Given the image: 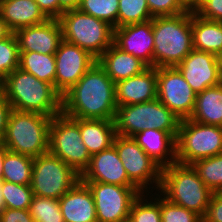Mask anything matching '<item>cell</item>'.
Listing matches in <instances>:
<instances>
[{
    "label": "cell",
    "instance_id": "1",
    "mask_svg": "<svg viewBox=\"0 0 222 222\" xmlns=\"http://www.w3.org/2000/svg\"><path fill=\"white\" fill-rule=\"evenodd\" d=\"M115 83L96 62L62 95V113L71 118L114 120Z\"/></svg>",
    "mask_w": 222,
    "mask_h": 222
},
{
    "label": "cell",
    "instance_id": "2",
    "mask_svg": "<svg viewBox=\"0 0 222 222\" xmlns=\"http://www.w3.org/2000/svg\"><path fill=\"white\" fill-rule=\"evenodd\" d=\"M1 88L11 109L50 117L62 113V95L55 87L20 68L4 79Z\"/></svg>",
    "mask_w": 222,
    "mask_h": 222
},
{
    "label": "cell",
    "instance_id": "3",
    "mask_svg": "<svg viewBox=\"0 0 222 222\" xmlns=\"http://www.w3.org/2000/svg\"><path fill=\"white\" fill-rule=\"evenodd\" d=\"M153 67H176L192 50L191 9L175 16L152 18Z\"/></svg>",
    "mask_w": 222,
    "mask_h": 222
},
{
    "label": "cell",
    "instance_id": "4",
    "mask_svg": "<svg viewBox=\"0 0 222 222\" xmlns=\"http://www.w3.org/2000/svg\"><path fill=\"white\" fill-rule=\"evenodd\" d=\"M159 190L169 202L191 210L202 218L213 194L192 165L178 162L162 168Z\"/></svg>",
    "mask_w": 222,
    "mask_h": 222
},
{
    "label": "cell",
    "instance_id": "5",
    "mask_svg": "<svg viewBox=\"0 0 222 222\" xmlns=\"http://www.w3.org/2000/svg\"><path fill=\"white\" fill-rule=\"evenodd\" d=\"M52 118L11 109L2 144L9 151L31 158L48 153Z\"/></svg>",
    "mask_w": 222,
    "mask_h": 222
},
{
    "label": "cell",
    "instance_id": "6",
    "mask_svg": "<svg viewBox=\"0 0 222 222\" xmlns=\"http://www.w3.org/2000/svg\"><path fill=\"white\" fill-rule=\"evenodd\" d=\"M181 119L157 98L153 101L117 106L114 118L116 134L133 137L144 129H157L178 134Z\"/></svg>",
    "mask_w": 222,
    "mask_h": 222
},
{
    "label": "cell",
    "instance_id": "7",
    "mask_svg": "<svg viewBox=\"0 0 222 222\" xmlns=\"http://www.w3.org/2000/svg\"><path fill=\"white\" fill-rule=\"evenodd\" d=\"M58 21L62 38L98 59L113 44V27L79 9L64 12Z\"/></svg>",
    "mask_w": 222,
    "mask_h": 222
},
{
    "label": "cell",
    "instance_id": "8",
    "mask_svg": "<svg viewBox=\"0 0 222 222\" xmlns=\"http://www.w3.org/2000/svg\"><path fill=\"white\" fill-rule=\"evenodd\" d=\"M175 142L176 161L191 165L222 153V127L182 119Z\"/></svg>",
    "mask_w": 222,
    "mask_h": 222
},
{
    "label": "cell",
    "instance_id": "9",
    "mask_svg": "<svg viewBox=\"0 0 222 222\" xmlns=\"http://www.w3.org/2000/svg\"><path fill=\"white\" fill-rule=\"evenodd\" d=\"M48 152L59 157L78 175L84 172L91 156L82 142L80 118H71L63 113L52 118Z\"/></svg>",
    "mask_w": 222,
    "mask_h": 222
},
{
    "label": "cell",
    "instance_id": "10",
    "mask_svg": "<svg viewBox=\"0 0 222 222\" xmlns=\"http://www.w3.org/2000/svg\"><path fill=\"white\" fill-rule=\"evenodd\" d=\"M79 180L80 175L49 152L33 160L30 187L34 195L60 199Z\"/></svg>",
    "mask_w": 222,
    "mask_h": 222
},
{
    "label": "cell",
    "instance_id": "11",
    "mask_svg": "<svg viewBox=\"0 0 222 222\" xmlns=\"http://www.w3.org/2000/svg\"><path fill=\"white\" fill-rule=\"evenodd\" d=\"M113 145L123 163L129 180L142 192L155 184L159 191L162 168L157 165L132 137L116 135ZM152 184V185H150ZM149 185V188H148ZM148 188V189H147Z\"/></svg>",
    "mask_w": 222,
    "mask_h": 222
},
{
    "label": "cell",
    "instance_id": "12",
    "mask_svg": "<svg viewBox=\"0 0 222 222\" xmlns=\"http://www.w3.org/2000/svg\"><path fill=\"white\" fill-rule=\"evenodd\" d=\"M91 190L97 222H128L133 202L142 194L137 187L101 182H84Z\"/></svg>",
    "mask_w": 222,
    "mask_h": 222
},
{
    "label": "cell",
    "instance_id": "13",
    "mask_svg": "<svg viewBox=\"0 0 222 222\" xmlns=\"http://www.w3.org/2000/svg\"><path fill=\"white\" fill-rule=\"evenodd\" d=\"M196 95L176 67L157 68V99L181 120L192 115Z\"/></svg>",
    "mask_w": 222,
    "mask_h": 222
},
{
    "label": "cell",
    "instance_id": "14",
    "mask_svg": "<svg viewBox=\"0 0 222 222\" xmlns=\"http://www.w3.org/2000/svg\"><path fill=\"white\" fill-rule=\"evenodd\" d=\"M55 55V89L65 94L97 62V59L77 45L62 40Z\"/></svg>",
    "mask_w": 222,
    "mask_h": 222
},
{
    "label": "cell",
    "instance_id": "15",
    "mask_svg": "<svg viewBox=\"0 0 222 222\" xmlns=\"http://www.w3.org/2000/svg\"><path fill=\"white\" fill-rule=\"evenodd\" d=\"M176 68L196 93L222 83L219 59L212 53L193 49Z\"/></svg>",
    "mask_w": 222,
    "mask_h": 222
},
{
    "label": "cell",
    "instance_id": "16",
    "mask_svg": "<svg viewBox=\"0 0 222 222\" xmlns=\"http://www.w3.org/2000/svg\"><path fill=\"white\" fill-rule=\"evenodd\" d=\"M113 44L153 67L154 38L152 20L113 29Z\"/></svg>",
    "mask_w": 222,
    "mask_h": 222
},
{
    "label": "cell",
    "instance_id": "17",
    "mask_svg": "<svg viewBox=\"0 0 222 222\" xmlns=\"http://www.w3.org/2000/svg\"><path fill=\"white\" fill-rule=\"evenodd\" d=\"M80 180L136 187L129 180L114 145L91 156L88 167L80 175Z\"/></svg>",
    "mask_w": 222,
    "mask_h": 222
},
{
    "label": "cell",
    "instance_id": "18",
    "mask_svg": "<svg viewBox=\"0 0 222 222\" xmlns=\"http://www.w3.org/2000/svg\"><path fill=\"white\" fill-rule=\"evenodd\" d=\"M19 52L55 54L62 38L58 19H47L37 25L23 27L14 32Z\"/></svg>",
    "mask_w": 222,
    "mask_h": 222
},
{
    "label": "cell",
    "instance_id": "19",
    "mask_svg": "<svg viewBox=\"0 0 222 222\" xmlns=\"http://www.w3.org/2000/svg\"><path fill=\"white\" fill-rule=\"evenodd\" d=\"M117 106L139 104L157 98V68L148 67L142 73L115 84Z\"/></svg>",
    "mask_w": 222,
    "mask_h": 222
},
{
    "label": "cell",
    "instance_id": "20",
    "mask_svg": "<svg viewBox=\"0 0 222 222\" xmlns=\"http://www.w3.org/2000/svg\"><path fill=\"white\" fill-rule=\"evenodd\" d=\"M59 206L65 222H97L93 194L81 180L59 199Z\"/></svg>",
    "mask_w": 222,
    "mask_h": 222
},
{
    "label": "cell",
    "instance_id": "21",
    "mask_svg": "<svg viewBox=\"0 0 222 222\" xmlns=\"http://www.w3.org/2000/svg\"><path fill=\"white\" fill-rule=\"evenodd\" d=\"M161 168L176 163V138L166 131L144 129L132 137Z\"/></svg>",
    "mask_w": 222,
    "mask_h": 222
},
{
    "label": "cell",
    "instance_id": "22",
    "mask_svg": "<svg viewBox=\"0 0 222 222\" xmlns=\"http://www.w3.org/2000/svg\"><path fill=\"white\" fill-rule=\"evenodd\" d=\"M97 62L115 84L148 68L140 59L120 50L114 44L97 59Z\"/></svg>",
    "mask_w": 222,
    "mask_h": 222
},
{
    "label": "cell",
    "instance_id": "23",
    "mask_svg": "<svg viewBox=\"0 0 222 222\" xmlns=\"http://www.w3.org/2000/svg\"><path fill=\"white\" fill-rule=\"evenodd\" d=\"M0 16L13 33L48 19L35 0H0Z\"/></svg>",
    "mask_w": 222,
    "mask_h": 222
},
{
    "label": "cell",
    "instance_id": "24",
    "mask_svg": "<svg viewBox=\"0 0 222 222\" xmlns=\"http://www.w3.org/2000/svg\"><path fill=\"white\" fill-rule=\"evenodd\" d=\"M191 28L193 49L218 57L222 54V22L201 18L191 8Z\"/></svg>",
    "mask_w": 222,
    "mask_h": 222
},
{
    "label": "cell",
    "instance_id": "25",
    "mask_svg": "<svg viewBox=\"0 0 222 222\" xmlns=\"http://www.w3.org/2000/svg\"><path fill=\"white\" fill-rule=\"evenodd\" d=\"M80 134L90 156L111 147L117 135L114 120L81 118Z\"/></svg>",
    "mask_w": 222,
    "mask_h": 222
},
{
    "label": "cell",
    "instance_id": "26",
    "mask_svg": "<svg viewBox=\"0 0 222 222\" xmlns=\"http://www.w3.org/2000/svg\"><path fill=\"white\" fill-rule=\"evenodd\" d=\"M191 120L222 127V83L197 93Z\"/></svg>",
    "mask_w": 222,
    "mask_h": 222
},
{
    "label": "cell",
    "instance_id": "27",
    "mask_svg": "<svg viewBox=\"0 0 222 222\" xmlns=\"http://www.w3.org/2000/svg\"><path fill=\"white\" fill-rule=\"evenodd\" d=\"M19 68L55 87L56 63L54 54L20 52Z\"/></svg>",
    "mask_w": 222,
    "mask_h": 222
},
{
    "label": "cell",
    "instance_id": "28",
    "mask_svg": "<svg viewBox=\"0 0 222 222\" xmlns=\"http://www.w3.org/2000/svg\"><path fill=\"white\" fill-rule=\"evenodd\" d=\"M33 160L34 158L7 149L3 160L2 180L20 185H30Z\"/></svg>",
    "mask_w": 222,
    "mask_h": 222
},
{
    "label": "cell",
    "instance_id": "29",
    "mask_svg": "<svg viewBox=\"0 0 222 222\" xmlns=\"http://www.w3.org/2000/svg\"><path fill=\"white\" fill-rule=\"evenodd\" d=\"M191 165L213 193L222 192V153L197 160Z\"/></svg>",
    "mask_w": 222,
    "mask_h": 222
},
{
    "label": "cell",
    "instance_id": "30",
    "mask_svg": "<svg viewBox=\"0 0 222 222\" xmlns=\"http://www.w3.org/2000/svg\"><path fill=\"white\" fill-rule=\"evenodd\" d=\"M152 18L147 0H119L117 28Z\"/></svg>",
    "mask_w": 222,
    "mask_h": 222
},
{
    "label": "cell",
    "instance_id": "31",
    "mask_svg": "<svg viewBox=\"0 0 222 222\" xmlns=\"http://www.w3.org/2000/svg\"><path fill=\"white\" fill-rule=\"evenodd\" d=\"M151 196L158 197H152V199H150L152 201L148 202L147 199H145V193L140 194L131 206L128 222H162L159 191L158 194H152Z\"/></svg>",
    "mask_w": 222,
    "mask_h": 222
},
{
    "label": "cell",
    "instance_id": "32",
    "mask_svg": "<svg viewBox=\"0 0 222 222\" xmlns=\"http://www.w3.org/2000/svg\"><path fill=\"white\" fill-rule=\"evenodd\" d=\"M119 0H80L78 9L117 28Z\"/></svg>",
    "mask_w": 222,
    "mask_h": 222
},
{
    "label": "cell",
    "instance_id": "33",
    "mask_svg": "<svg viewBox=\"0 0 222 222\" xmlns=\"http://www.w3.org/2000/svg\"><path fill=\"white\" fill-rule=\"evenodd\" d=\"M29 211L35 222H65L59 199L34 195Z\"/></svg>",
    "mask_w": 222,
    "mask_h": 222
},
{
    "label": "cell",
    "instance_id": "34",
    "mask_svg": "<svg viewBox=\"0 0 222 222\" xmlns=\"http://www.w3.org/2000/svg\"><path fill=\"white\" fill-rule=\"evenodd\" d=\"M2 194L6 209L29 210L34 196L30 185H20L3 180Z\"/></svg>",
    "mask_w": 222,
    "mask_h": 222
},
{
    "label": "cell",
    "instance_id": "35",
    "mask_svg": "<svg viewBox=\"0 0 222 222\" xmlns=\"http://www.w3.org/2000/svg\"><path fill=\"white\" fill-rule=\"evenodd\" d=\"M20 52L17 39L12 33L0 41V82L15 69L19 68Z\"/></svg>",
    "mask_w": 222,
    "mask_h": 222
},
{
    "label": "cell",
    "instance_id": "36",
    "mask_svg": "<svg viewBox=\"0 0 222 222\" xmlns=\"http://www.w3.org/2000/svg\"><path fill=\"white\" fill-rule=\"evenodd\" d=\"M160 212L162 222H202L197 213L169 202L160 194Z\"/></svg>",
    "mask_w": 222,
    "mask_h": 222
},
{
    "label": "cell",
    "instance_id": "37",
    "mask_svg": "<svg viewBox=\"0 0 222 222\" xmlns=\"http://www.w3.org/2000/svg\"><path fill=\"white\" fill-rule=\"evenodd\" d=\"M151 16H175L189 11L191 8L183 0H147Z\"/></svg>",
    "mask_w": 222,
    "mask_h": 222
},
{
    "label": "cell",
    "instance_id": "38",
    "mask_svg": "<svg viewBox=\"0 0 222 222\" xmlns=\"http://www.w3.org/2000/svg\"><path fill=\"white\" fill-rule=\"evenodd\" d=\"M193 10L201 18L222 22V0H200Z\"/></svg>",
    "mask_w": 222,
    "mask_h": 222
},
{
    "label": "cell",
    "instance_id": "39",
    "mask_svg": "<svg viewBox=\"0 0 222 222\" xmlns=\"http://www.w3.org/2000/svg\"><path fill=\"white\" fill-rule=\"evenodd\" d=\"M202 222H222V192H214Z\"/></svg>",
    "mask_w": 222,
    "mask_h": 222
},
{
    "label": "cell",
    "instance_id": "40",
    "mask_svg": "<svg viewBox=\"0 0 222 222\" xmlns=\"http://www.w3.org/2000/svg\"><path fill=\"white\" fill-rule=\"evenodd\" d=\"M0 222H35L29 210L5 209L0 215Z\"/></svg>",
    "mask_w": 222,
    "mask_h": 222
},
{
    "label": "cell",
    "instance_id": "41",
    "mask_svg": "<svg viewBox=\"0 0 222 222\" xmlns=\"http://www.w3.org/2000/svg\"><path fill=\"white\" fill-rule=\"evenodd\" d=\"M48 19L59 18V0H35Z\"/></svg>",
    "mask_w": 222,
    "mask_h": 222
},
{
    "label": "cell",
    "instance_id": "42",
    "mask_svg": "<svg viewBox=\"0 0 222 222\" xmlns=\"http://www.w3.org/2000/svg\"><path fill=\"white\" fill-rule=\"evenodd\" d=\"M11 111V105L8 103L3 93H0V143H2L6 132L7 120Z\"/></svg>",
    "mask_w": 222,
    "mask_h": 222
},
{
    "label": "cell",
    "instance_id": "43",
    "mask_svg": "<svg viewBox=\"0 0 222 222\" xmlns=\"http://www.w3.org/2000/svg\"><path fill=\"white\" fill-rule=\"evenodd\" d=\"M80 0H59V17L66 11L78 9Z\"/></svg>",
    "mask_w": 222,
    "mask_h": 222
},
{
    "label": "cell",
    "instance_id": "44",
    "mask_svg": "<svg viewBox=\"0 0 222 222\" xmlns=\"http://www.w3.org/2000/svg\"><path fill=\"white\" fill-rule=\"evenodd\" d=\"M12 33L5 20L0 16V41L9 37Z\"/></svg>",
    "mask_w": 222,
    "mask_h": 222
},
{
    "label": "cell",
    "instance_id": "45",
    "mask_svg": "<svg viewBox=\"0 0 222 222\" xmlns=\"http://www.w3.org/2000/svg\"><path fill=\"white\" fill-rule=\"evenodd\" d=\"M7 149L4 147L2 143H0V180H2V173H3V160L4 154Z\"/></svg>",
    "mask_w": 222,
    "mask_h": 222
},
{
    "label": "cell",
    "instance_id": "46",
    "mask_svg": "<svg viewBox=\"0 0 222 222\" xmlns=\"http://www.w3.org/2000/svg\"><path fill=\"white\" fill-rule=\"evenodd\" d=\"M4 197L2 194V180H0V215L5 211Z\"/></svg>",
    "mask_w": 222,
    "mask_h": 222
},
{
    "label": "cell",
    "instance_id": "47",
    "mask_svg": "<svg viewBox=\"0 0 222 222\" xmlns=\"http://www.w3.org/2000/svg\"><path fill=\"white\" fill-rule=\"evenodd\" d=\"M190 8H193L200 0H183Z\"/></svg>",
    "mask_w": 222,
    "mask_h": 222
},
{
    "label": "cell",
    "instance_id": "48",
    "mask_svg": "<svg viewBox=\"0 0 222 222\" xmlns=\"http://www.w3.org/2000/svg\"><path fill=\"white\" fill-rule=\"evenodd\" d=\"M218 59H219L220 76L222 79V54L218 57Z\"/></svg>",
    "mask_w": 222,
    "mask_h": 222
}]
</instances>
